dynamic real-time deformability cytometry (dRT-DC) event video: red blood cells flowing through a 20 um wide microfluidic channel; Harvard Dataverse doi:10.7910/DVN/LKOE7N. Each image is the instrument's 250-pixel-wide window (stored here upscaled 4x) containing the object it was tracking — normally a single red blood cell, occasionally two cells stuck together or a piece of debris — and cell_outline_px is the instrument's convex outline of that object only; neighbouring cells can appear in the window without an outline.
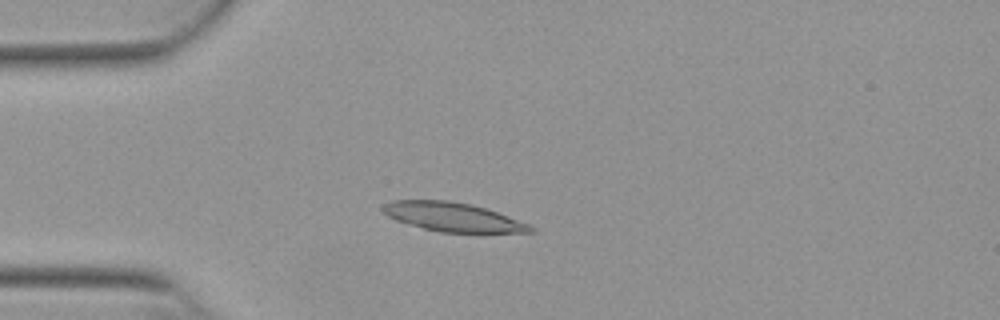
{"species": "Egyptian fruit bat (a non-hibernating species)", "species_latin": "Rousettus aegyptiacus", "temperature_condition": "warm", "stored_images_in_passage": 53, "camera_frame_rate_fps": 3000, "um_per_image_px": 0.085, "animal": {"sex": "female"}, "frame": {"image": 1, "passage_image": 14, "time_ms": 4.333, "image_size_px": [1000, 320], "cell_outline_px": [[536, 232], [440, 232], [424, 228], [396, 220], [388, 216], [380, 208], [384, 204], [392, 200], [448, 200], [472, 204], [532, 224], [536, 228]], "centroid_in_image_um": [38.52, 18.44], "position_along_channel_um": 46.5, "area_um2": 24.8}}
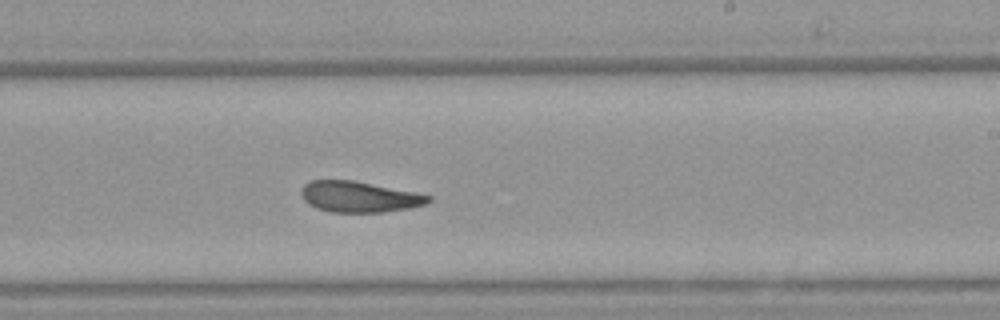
{"frame": {"image": 2, "passage_image": 32, "time_ms": 10.333, "image_size_px": [1000, 320], "cell_outline_px": [[432, 200], [424, 204], [408, 208], [384, 212], [332, 212], [316, 208], [308, 204], [304, 200], [300, 192], [300, 188], [308, 180], [352, 180], [416, 192], [432, 196]], "centroid_in_image_um": [30.49, 16.72], "position_along_channel_um": 258.5, "area_um2": 22.95}}
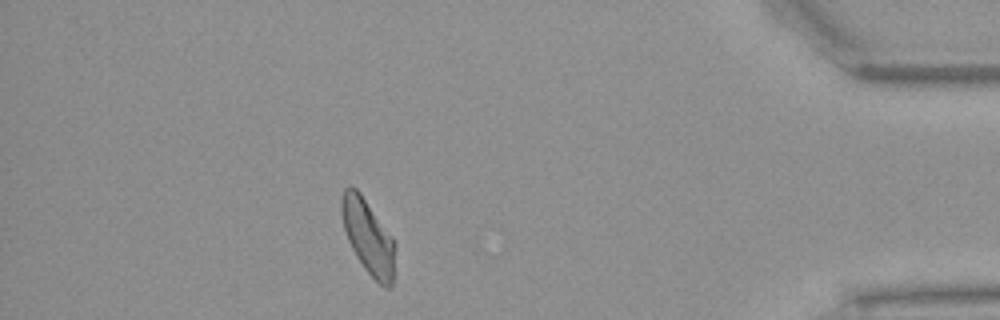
{"frame": {"image": 3, "passage_image": 47, "time_ms": 15.333, "image_size_px": [1000, 320], "cell_outline_px": [[396, 248], [392, 284], [388, 288], [384, 288], [364, 268], [356, 256], [348, 240], [344, 228], [340, 212], [340, 196], [344, 188], [348, 184], [352, 184], [360, 192], [392, 236], [396, 244]], "centroid_in_image_um": [31.28, 20.07], "position_along_channel_um": 403.9, "area_um2": 23.52}, "authors_computed_cell_mechanics": {"area_um2": 24.0448, "velocity_mm_per_s": 3.8374, "shape_relaxation_time_tau1_ms": null, "shape_relaxation_time_tau2_ms": 3.8277, "deformation_change_tau1": null, "deformation_change_tau2": 0.1139}}